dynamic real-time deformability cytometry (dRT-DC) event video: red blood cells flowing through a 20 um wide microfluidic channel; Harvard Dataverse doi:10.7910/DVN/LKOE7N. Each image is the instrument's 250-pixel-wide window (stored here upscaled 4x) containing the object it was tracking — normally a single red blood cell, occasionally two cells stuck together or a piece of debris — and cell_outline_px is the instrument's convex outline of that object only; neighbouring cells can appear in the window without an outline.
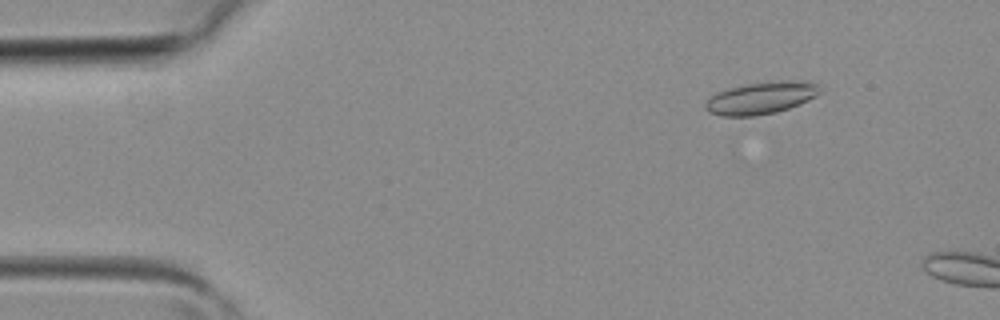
{"species": "common noctule bat (a hibernating species)", "species_latin": "Nyctalus noctula", "temperature_condition": "room temperature", "stored_images_in_passage": 3, "camera_frame_rate_fps": 3000, "um_per_image_px": 0.085, "animal": {"sex": "female", "body_mass_g": 19.3, "forearm_length_mm": 54.1}, "frame": {"image": 1, "passage_image": 1, "time_ms": 0.0, "image_size_px": [1000, 320], "cell_outline_px": [[820, 92], [816, 96], [800, 104], [776, 112], [756, 116], [720, 116], [708, 112], [704, 108], [704, 104], [716, 92], [728, 88], [744, 84], [768, 80], [804, 80], [820, 84]], "centroid_in_image_um": [64.7, 8.3], "position_along_channel_um": 20.3, "area_um2": 21.96}}